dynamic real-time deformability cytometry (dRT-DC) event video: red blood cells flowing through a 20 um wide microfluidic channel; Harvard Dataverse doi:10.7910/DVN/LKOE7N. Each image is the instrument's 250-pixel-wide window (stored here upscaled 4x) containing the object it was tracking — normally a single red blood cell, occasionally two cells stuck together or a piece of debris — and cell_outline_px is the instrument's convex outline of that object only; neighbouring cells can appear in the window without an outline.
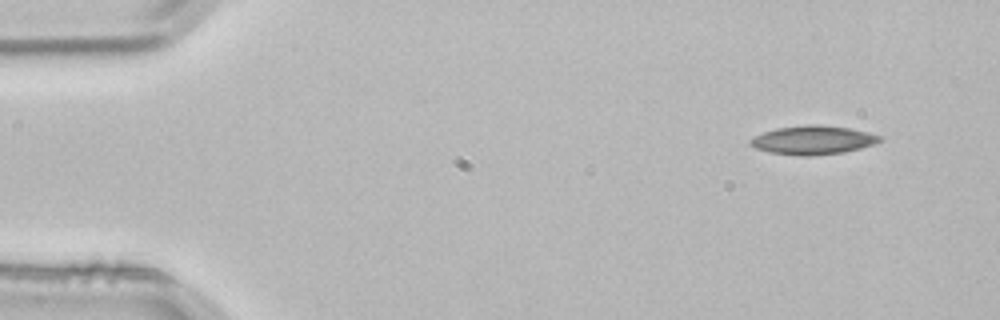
{"species": "common noctule bat (a hibernating species)", "species_latin": "Nyctalus noctula", "temperature_condition": "room temperature", "stored_images_in_passage": 3, "camera_frame_rate_fps": 3000, "um_per_image_px": 0.085, "animal": {"sex": "male", "body_mass_g": 21.5, "forearm_length_mm": 52.0}, "frame": {"image": 1, "passage_image": 1, "time_ms": 0.0, "image_size_px": [1000, 320], "cell_outline_px": [[884, 140], [876, 144], [844, 152], [812, 156], [800, 156], [768, 152], [756, 148], [748, 144], [748, 140], [764, 132], [776, 128], [808, 124], [820, 124], [848, 128], [868, 132], [884, 136]], "centroid_in_image_um": [69.14, 11.91], "position_along_channel_um": 15.9, "area_um2": 21.96}}